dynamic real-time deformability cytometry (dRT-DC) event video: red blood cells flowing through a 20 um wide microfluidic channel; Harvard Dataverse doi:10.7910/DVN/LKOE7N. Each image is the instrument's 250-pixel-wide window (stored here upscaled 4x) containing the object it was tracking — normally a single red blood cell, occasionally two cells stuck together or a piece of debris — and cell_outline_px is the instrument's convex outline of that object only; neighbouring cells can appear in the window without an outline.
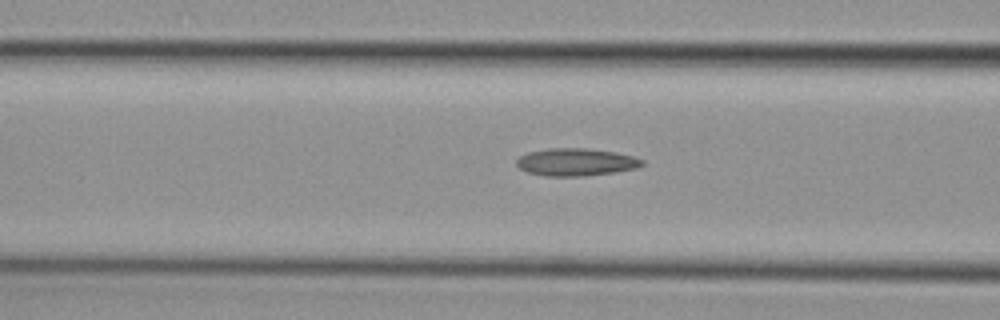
{"species": "common noctule bat (a hibernating species)", "species_latin": "Nyctalus noctula", "temperature_condition": "cold", "stored_images_in_passage": 40, "camera_frame_rate_fps": 3000, "um_per_image_px": 0.085, "animal": {"sex": "female", "body_mass_g": 29.2, "forearm_length_mm": 56.3}, "frame": {"image": 1, "passage_image": 18, "time_ms": 5.667, "image_size_px": [1000, 320], "cell_outline_px": [[644, 164], [636, 168], [612, 172], [584, 176], [544, 176], [528, 172], [520, 168], [516, 164], [516, 160], [520, 156], [528, 152], [548, 148], [584, 148], [616, 152], [632, 156], [644, 160]], "centroid_in_image_um": [48.94, 13.77], "position_along_channel_um": 117.7, "area_um2": 20.06}}
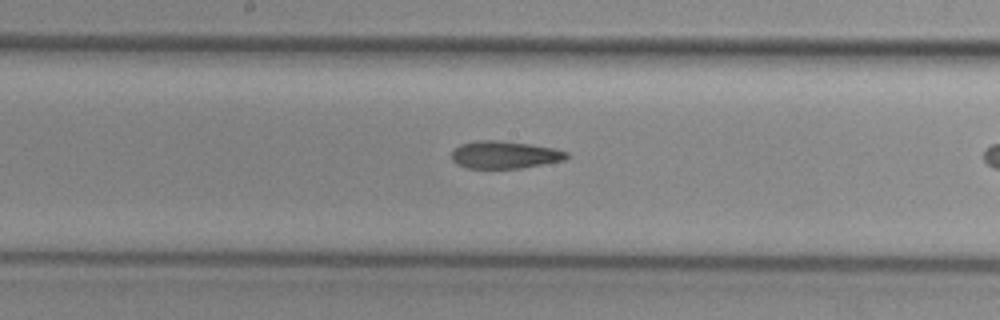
{"frame": {"image": 2, "passage_image": 25, "time_ms": 8.0, "image_size_px": [1000, 320], "cell_outline_px": [[568, 156], [564, 160], [520, 168], [464, 168], [456, 164], [452, 160], [452, 148], [460, 144], [476, 140], [500, 140], [532, 144], [556, 148], [568, 152]], "centroid_in_image_um": [42.85, 13.14], "position_along_channel_um": 205.3, "area_um2": 18.67}}
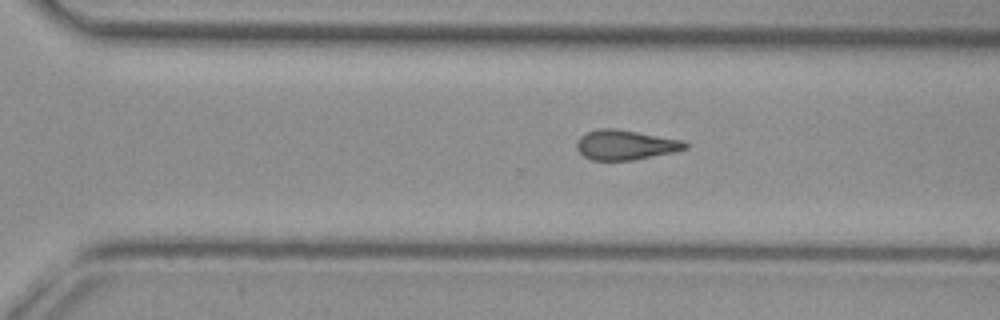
{"frame": {"image": 3, "passage_image": 34, "time_ms": 11.0, "image_size_px": [1000, 320], "cell_outline_px": [[688, 148], [672, 152], [632, 160], [592, 160], [584, 156], [576, 148], [576, 144], [580, 136], [596, 128], [616, 128], [684, 140], [688, 144]], "centroid_in_image_um": [53.15, 12.3], "position_along_channel_um": 317.4, "area_um2": 18.84}}